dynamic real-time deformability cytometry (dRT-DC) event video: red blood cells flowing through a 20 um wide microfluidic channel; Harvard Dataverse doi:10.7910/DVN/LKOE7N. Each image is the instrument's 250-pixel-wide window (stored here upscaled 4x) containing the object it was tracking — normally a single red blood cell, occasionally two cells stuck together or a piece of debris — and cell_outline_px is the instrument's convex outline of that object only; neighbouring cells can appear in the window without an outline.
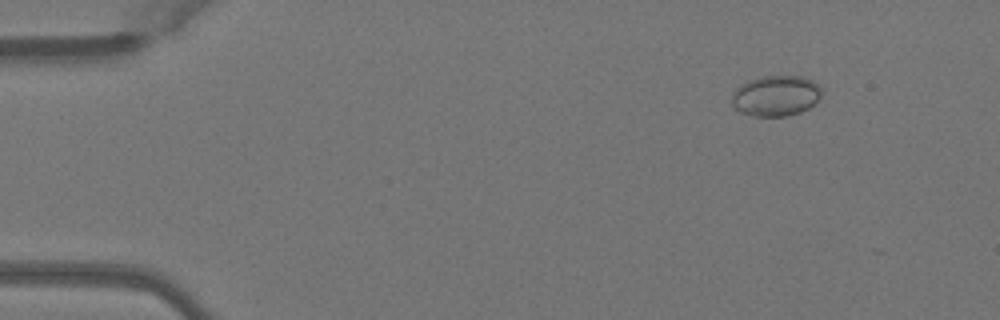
{"species": "Egyptian fruit bat (a non-hibernating species)", "species_latin": "Rousettus aegyptiacus", "temperature_condition": "warm", "stored_images_in_passage": 18, "camera_frame_rate_fps": 3000, "um_per_image_px": 0.085, "animal": {"sex": "female"}, "frame": {"image": 1, "passage_image": 6, "time_ms": 1.667, "image_size_px": [1000, 320], "cell_outline_px": [[820, 100], [808, 108], [800, 112], [788, 116], [752, 116], [740, 112], [732, 108], [732, 92], [736, 88], [748, 80], [760, 76], [800, 76], [812, 80], [820, 84]], "centroid_in_image_um": [65.93, 8.14], "position_along_channel_um": 19.1, "area_um2": 21.56}}
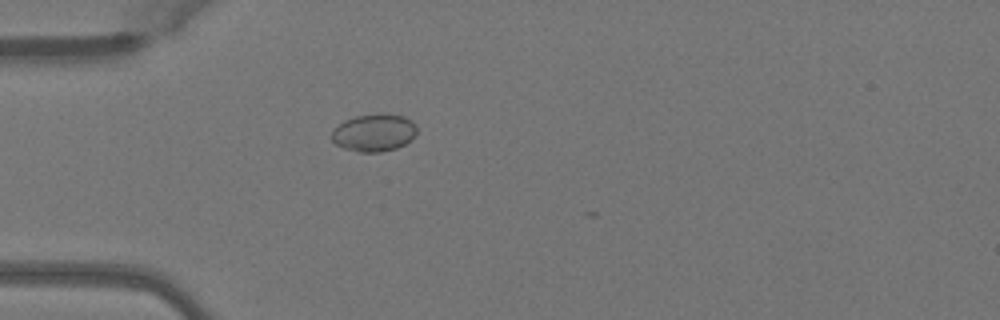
{"frame": {"image": 2, "passage_image": 15, "time_ms": 4.667, "image_size_px": [1000, 320], "cell_outline_px": [[416, 136], [412, 140], [396, 148], [380, 152], [360, 152], [344, 148], [336, 144], [332, 140], [332, 132], [344, 120], [356, 116], [404, 116], [412, 120], [416, 124]], "centroid_in_image_um": [31.82, 11.32], "position_along_channel_um": 53.2, "area_um2": 18.09}}